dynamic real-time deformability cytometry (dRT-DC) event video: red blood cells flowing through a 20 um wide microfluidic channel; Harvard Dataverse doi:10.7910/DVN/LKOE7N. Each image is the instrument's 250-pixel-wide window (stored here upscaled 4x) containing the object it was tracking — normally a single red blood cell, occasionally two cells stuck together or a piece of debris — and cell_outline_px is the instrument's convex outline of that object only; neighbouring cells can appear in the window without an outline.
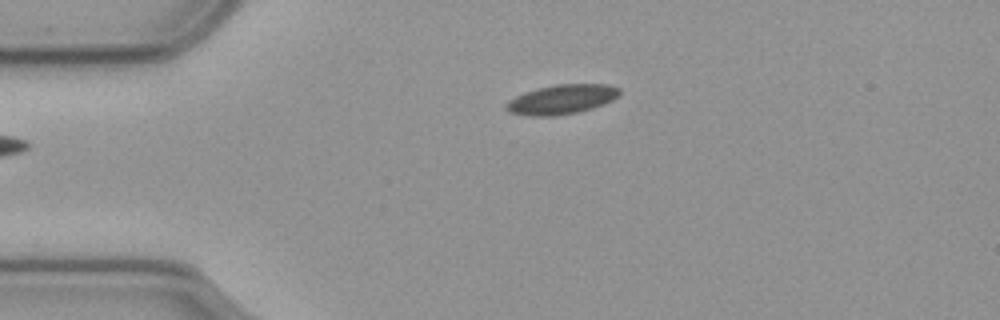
{"species": "common noctule bat (a hibernating species)", "species_latin": "Nyctalus noctula", "temperature_condition": "cold", "stored_images_in_passage": 40, "camera_frame_rate_fps": 3000, "um_per_image_px": 0.085, "animal": {"sex": "male", "body_mass_g": 23.1, "forearm_length_mm": 52.7}, "frame": {"image": 1, "passage_image": 1, "time_ms": 0.0, "image_size_px": [1000, 320], "cell_outline_px": [[620, 96], [604, 104], [592, 108], [576, 112], [556, 116], [528, 116], [512, 112], [504, 108], [504, 104], [508, 100], [524, 92], [536, 88], [556, 84], [608, 84], [620, 88]], "centroid_in_image_um": [47.74, 8.44], "position_along_channel_um": 37.3, "area_um2": 19.65}}
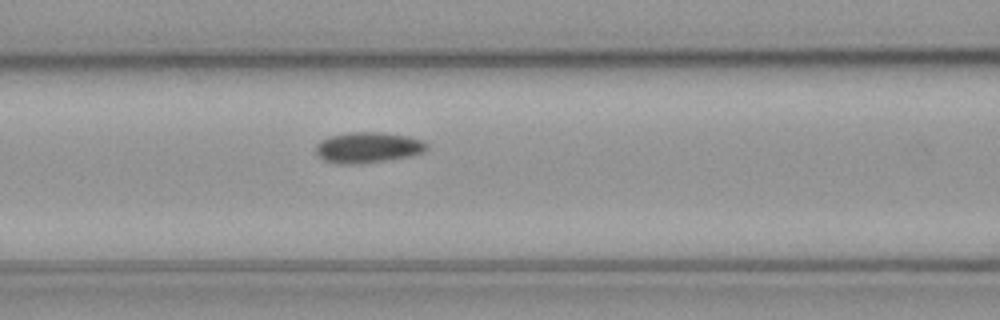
{"frame": {"image": 2, "passage_image": 12, "time_ms": 3.667, "image_size_px": [1000, 320], "cell_outline_px": [[428, 148], [424, 152], [408, 156], [360, 164], [340, 164], [324, 160], [316, 152], [316, 144], [320, 140], [332, 136], [352, 132], [380, 132], [408, 136], [420, 140], [428, 144]], "centroid_in_image_um": [31.27, 12.53], "position_along_channel_um": 135.3, "area_um2": 19.65}}
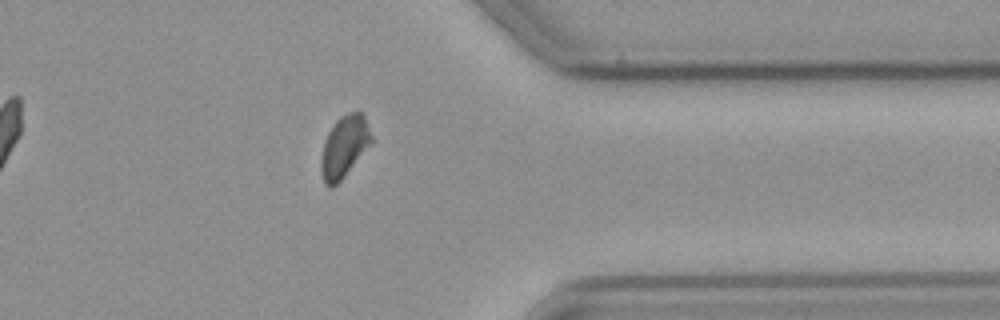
{"frame": {"image": 3, "passage_image": 34, "time_ms": 11.0, "image_size_px": [1000, 320], "cell_outline_px": [[372, 144], [344, 176], [332, 188], [324, 184], [320, 168], [320, 160], [324, 140], [332, 124], [340, 116], [348, 112], [360, 112], [364, 116], [372, 136]], "centroid_in_image_um": [29.24, 12.46], "position_along_channel_um": 382.2, "area_um2": 18.21}, "authors_computed_cell_mechanics": {"area_um2": 18.9873, "velocity_mm_per_s": 3.5325, "shape_relaxation_time_tau1_ms": null, "shape_relaxation_time_tau2_ms": 3.9679, "deformation_change_tau1": null, "deformation_change_tau2": 0.0696}}